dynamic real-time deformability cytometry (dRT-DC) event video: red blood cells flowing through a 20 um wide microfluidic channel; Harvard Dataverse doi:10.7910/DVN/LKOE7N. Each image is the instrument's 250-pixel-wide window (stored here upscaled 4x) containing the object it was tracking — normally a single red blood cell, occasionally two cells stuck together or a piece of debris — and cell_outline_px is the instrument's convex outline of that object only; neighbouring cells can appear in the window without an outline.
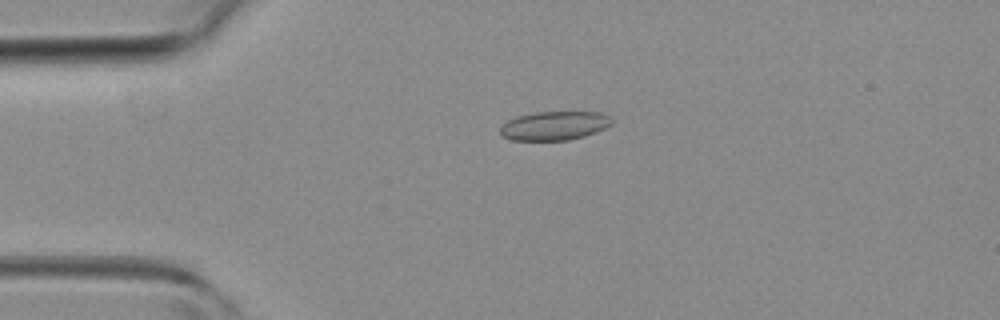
{"species": "common noctule bat (a hibernating species)", "species_latin": "Nyctalus noctula", "temperature_condition": "room temperature", "stored_images_in_passage": 43, "camera_frame_rate_fps": 3000, "um_per_image_px": 0.085, "animal": {"sex": "female", "body_mass_g": 19.3, "forearm_length_mm": 54.1}, "frame": {"image": 1, "passage_image": 10, "time_ms": 3.0, "image_size_px": [1000, 320], "cell_outline_px": [[612, 124], [596, 132], [584, 136], [568, 140], [512, 140], [500, 136], [500, 128], [508, 120], [516, 116], [536, 112], [600, 112], [608, 116], [612, 120]], "centroid_in_image_um": [47.1, 10.69], "position_along_channel_um": 37.9, "area_um2": 18.73}}
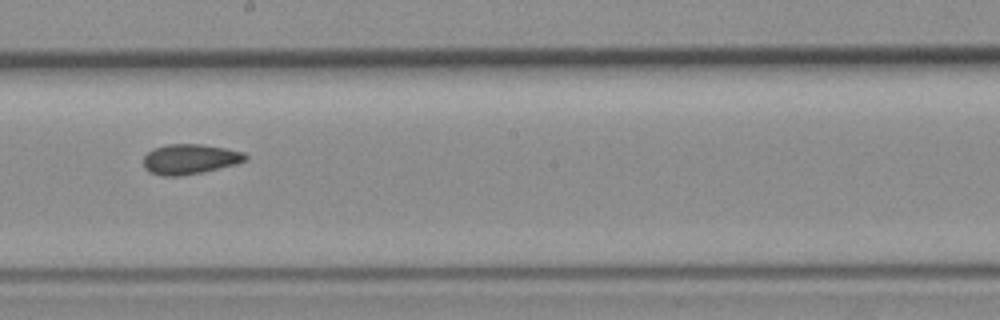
{"frame": {"image": 2, "passage_image": 24, "time_ms": 7.667, "image_size_px": [1000, 320], "cell_outline_px": [[248, 160], [236, 164], [200, 172], [180, 176], [164, 176], [148, 172], [144, 168], [144, 156], [152, 148], [168, 144], [200, 144], [224, 148], [244, 152], [248, 156]], "centroid_in_image_um": [16.12, 13.52], "position_along_channel_um": 232.1, "area_um2": 17.86}}
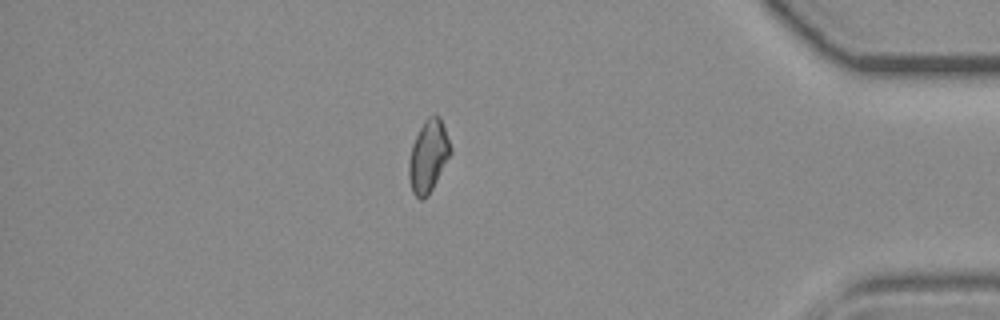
{"frame": {"image": 3, "passage_image": 37, "time_ms": 12.0, "image_size_px": [1000, 320], "cell_outline_px": [[452, 152], [428, 196], [424, 200], [420, 200], [412, 192], [408, 176], [408, 164], [412, 144], [424, 120], [428, 116], [440, 116], [452, 148]], "centroid_in_image_um": [36.4, 13.29], "position_along_channel_um": 398.8, "area_um2": 17.51}}